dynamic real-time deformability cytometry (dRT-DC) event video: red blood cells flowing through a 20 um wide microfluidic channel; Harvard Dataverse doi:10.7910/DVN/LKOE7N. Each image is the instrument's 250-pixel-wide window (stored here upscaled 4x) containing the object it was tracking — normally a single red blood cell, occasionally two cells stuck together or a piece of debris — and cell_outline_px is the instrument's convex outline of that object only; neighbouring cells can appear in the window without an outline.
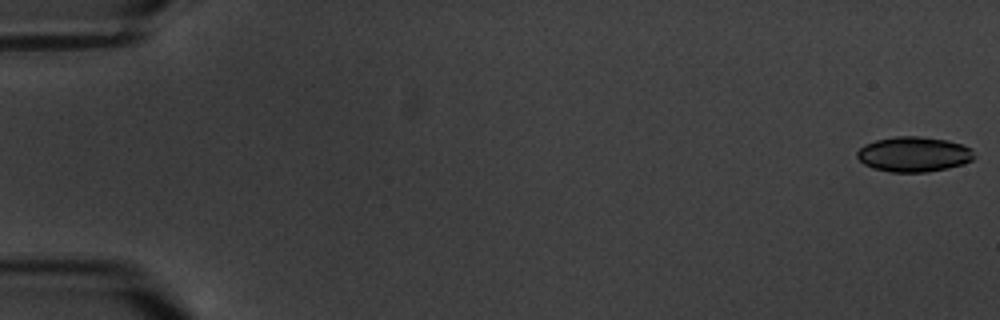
{"species": "common noctule bat (a hibernating species)", "species_latin": "Nyctalus noctula", "temperature_condition": "warm", "stored_images_in_passage": 4, "camera_frame_rate_fps": 3000, "um_per_image_px": 0.085, "animal": {"sex": "male", "body_mass_g": 20.1, "forearm_length_mm": 53.5}, "frame": {"image": 1, "passage_image": 1, "time_ms": 0.0, "image_size_px": [1000, 320], "cell_outline_px": [[976, 156], [972, 160], [964, 164], [948, 168], [928, 172], [888, 172], [872, 168], [864, 164], [856, 156], [856, 152], [864, 144], [876, 140], [896, 136], [920, 136], [948, 140], [972, 148]], "centroid_in_image_um": [77.68, 13.11], "position_along_channel_um": 7.3, "area_um2": 24.22}}